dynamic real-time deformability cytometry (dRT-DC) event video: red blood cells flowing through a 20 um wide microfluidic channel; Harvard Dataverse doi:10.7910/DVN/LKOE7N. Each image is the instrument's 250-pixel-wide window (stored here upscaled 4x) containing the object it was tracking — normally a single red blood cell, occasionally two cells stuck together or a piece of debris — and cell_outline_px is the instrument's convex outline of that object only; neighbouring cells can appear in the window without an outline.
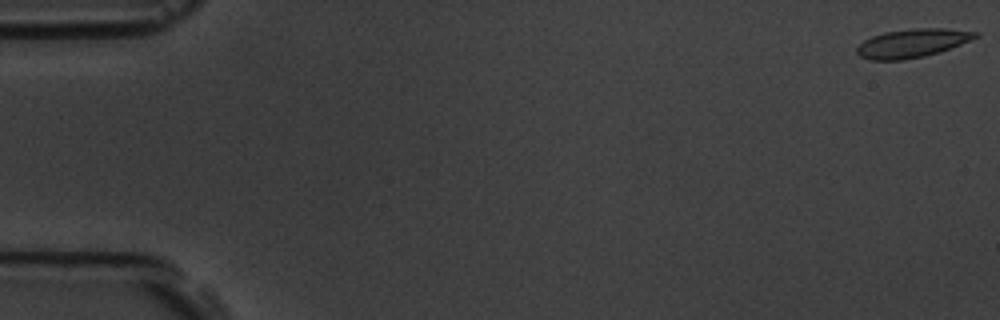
{"species": "common noctule bat (a hibernating species)", "species_latin": "Nyctalus noctula", "temperature_condition": "room temperature", "stored_images_in_passage": 56, "camera_frame_rate_fps": 3000, "um_per_image_px": 0.085, "animal": {"sex": "male", "body_mass_g": 19.5, "forearm_length_mm": 54.6}, "frame": {"image": 1, "passage_image": 1, "time_ms": 0.0, "image_size_px": [1000, 320], "cell_outline_px": [[980, 36], [960, 44], [924, 56], [904, 60], [872, 60], [860, 56], [856, 52], [856, 48], [864, 40], [872, 36], [884, 32], [912, 28], [948, 28], [980, 32]], "centroid_in_image_um": [77.54, 3.65], "position_along_channel_um": 7.5, "area_um2": 19.65}}
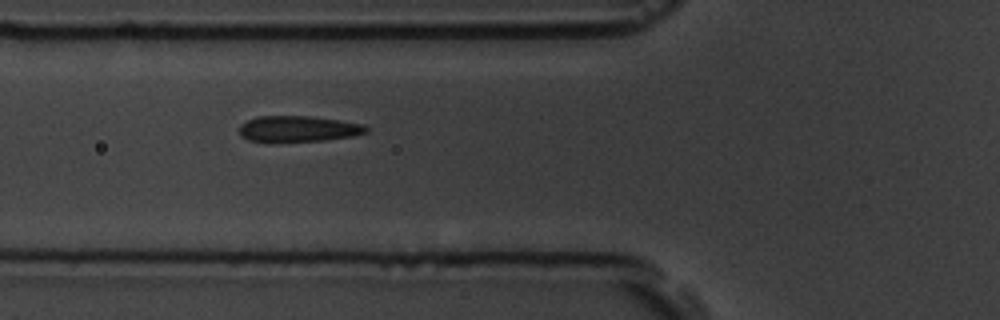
{"frame": {"image": 2, "passage_image": 21, "time_ms": 6.667, "image_size_px": [1000, 320], "cell_outline_px": [[368, 132], [352, 136], [328, 140], [272, 144], [264, 144], [248, 140], [240, 136], [240, 124], [256, 116], [308, 116], [340, 120], [364, 124], [368, 128]], "centroid_in_image_um": [25.29, 10.99], "position_along_channel_um": 100.5, "area_um2": 20.06}}
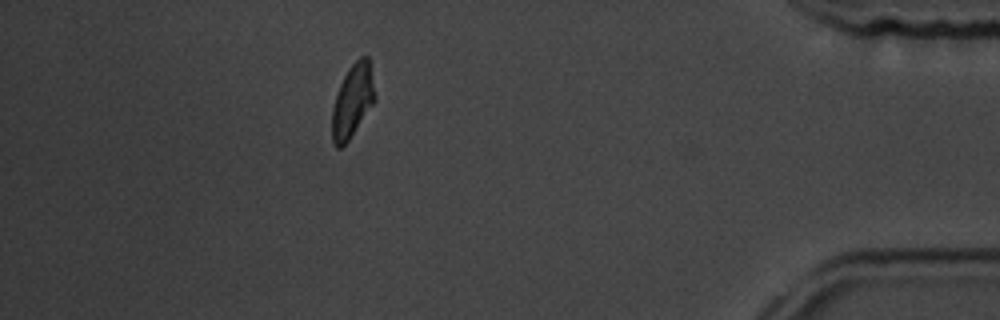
{"frame": {"image": 3, "passage_image": 50, "time_ms": 16.333, "image_size_px": [1000, 320], "cell_outline_px": [[376, 100], [348, 140], [340, 148], [336, 148], [332, 144], [332, 108], [336, 92], [348, 68], [360, 56], [368, 56], [376, 96]], "centroid_in_image_um": [29.95, 8.57], "position_along_channel_um": 405.2, "area_um2": 18.26}, "authors_computed_cell_mechanics": {"area_um2": 19.3052, "velocity_mm_per_s": 3.6476, "shape_relaxation_time_tau1_ms": 4.6761, "shape_relaxation_time_tau2_ms": 0.5933, "deformation_change_tau1": 0.1247, "deformation_change_tau2": 0.0832}}